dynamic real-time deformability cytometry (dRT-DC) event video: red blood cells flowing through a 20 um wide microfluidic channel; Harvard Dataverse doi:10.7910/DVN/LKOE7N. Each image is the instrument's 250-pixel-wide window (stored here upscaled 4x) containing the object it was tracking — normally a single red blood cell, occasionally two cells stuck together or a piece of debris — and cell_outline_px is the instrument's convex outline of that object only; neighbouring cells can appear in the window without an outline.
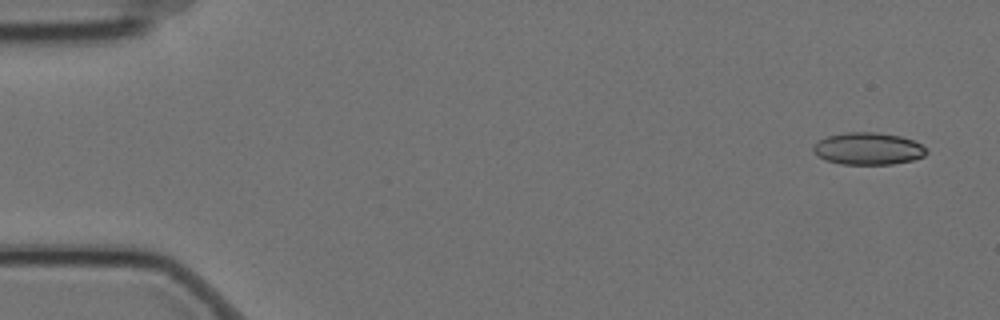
{"species": "Egyptian fruit bat (a non-hibernating species)", "species_latin": "Rousettus aegyptiacus", "temperature_condition": "cold", "stored_images_in_passage": 4, "camera_frame_rate_fps": 3000, "um_per_image_px": 0.085, "animal": {"sex": "female"}, "frame": {"image": 1, "passage_image": 1, "time_ms": 0.0, "image_size_px": [1000, 320], "cell_outline_px": [[928, 152], [924, 156], [912, 160], [892, 164], [840, 164], [828, 160], [820, 156], [812, 148], [820, 140], [828, 136], [844, 132], [876, 132], [900, 136], [912, 140], [928, 148]], "centroid_in_image_um": [73.84, 12.63], "position_along_channel_um": 11.2, "area_um2": 20.98}}
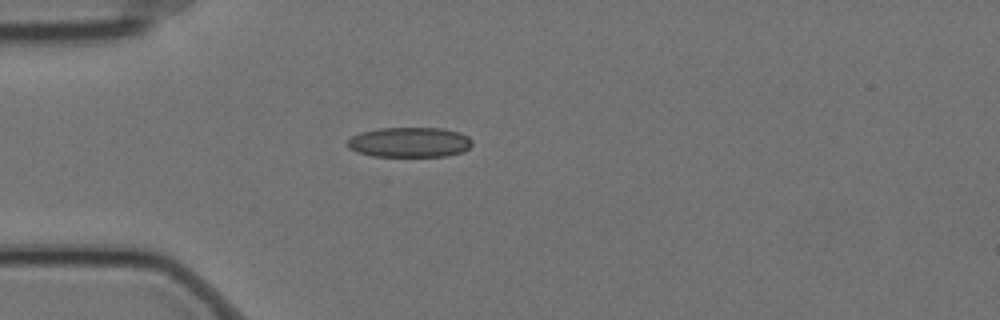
{"frame": {"image": 2, "passage_image": 4, "time_ms": 1.0, "image_size_px": [1000, 320], "cell_outline_px": [[472, 144], [464, 152], [444, 156], [372, 156], [356, 152], [348, 148], [344, 144], [352, 136], [360, 132], [380, 128], [444, 128], [460, 132], [468, 136], [472, 140]], "centroid_in_image_um": [34.79, 12.09], "position_along_channel_um": 50.2, "area_um2": 22.08}}